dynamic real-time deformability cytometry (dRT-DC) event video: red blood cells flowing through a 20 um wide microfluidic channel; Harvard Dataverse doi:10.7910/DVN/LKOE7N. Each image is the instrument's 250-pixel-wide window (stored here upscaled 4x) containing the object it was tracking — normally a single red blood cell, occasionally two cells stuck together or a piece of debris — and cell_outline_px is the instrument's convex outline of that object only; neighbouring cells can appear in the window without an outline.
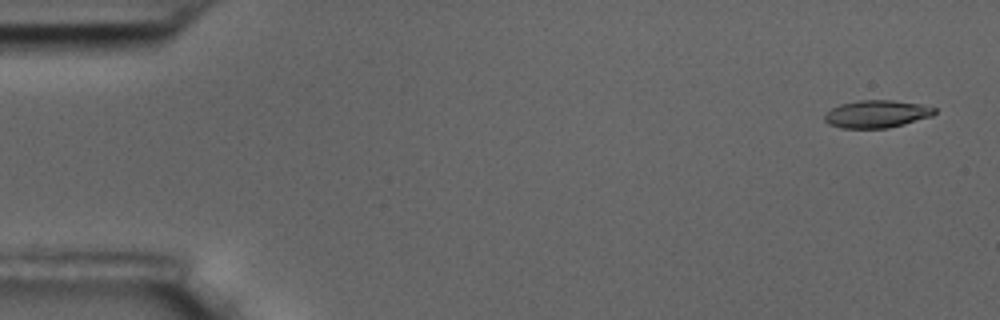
{"species": "common noctule bat (a hibernating species)", "species_latin": "Nyctalus noctula", "temperature_condition": "room temperature", "stored_images_in_passage": 5, "camera_frame_rate_fps": 3000, "um_per_image_px": 0.085, "animal": {"sex": "male", "body_mass_g": 17.5, "forearm_length_mm": 52.3}, "frame": {"image": 1, "passage_image": 1, "time_ms": 0.0, "image_size_px": [1000, 320], "cell_outline_px": [[936, 112], [932, 116], [904, 124], [888, 128], [840, 128], [828, 124], [824, 120], [824, 112], [840, 104], [860, 100], [892, 100], [920, 104], [936, 108]], "centroid_in_image_um": [74.49, 9.69], "position_along_channel_um": 10.5, "area_um2": 17.74}}
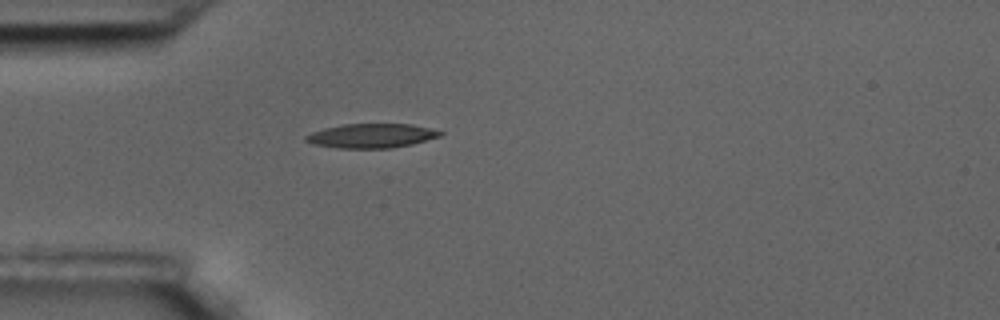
{"frame": {"image": 2, "passage_image": 5, "time_ms": 1.333, "image_size_px": [1000, 320], "cell_outline_px": [[444, 132], [440, 136], [412, 144], [392, 148], [336, 148], [312, 144], [304, 140], [304, 136], [312, 132], [324, 128], [344, 124], [412, 124]], "centroid_in_image_um": [31.53, 11.54], "position_along_channel_um": 53.5, "area_um2": 18.96}}